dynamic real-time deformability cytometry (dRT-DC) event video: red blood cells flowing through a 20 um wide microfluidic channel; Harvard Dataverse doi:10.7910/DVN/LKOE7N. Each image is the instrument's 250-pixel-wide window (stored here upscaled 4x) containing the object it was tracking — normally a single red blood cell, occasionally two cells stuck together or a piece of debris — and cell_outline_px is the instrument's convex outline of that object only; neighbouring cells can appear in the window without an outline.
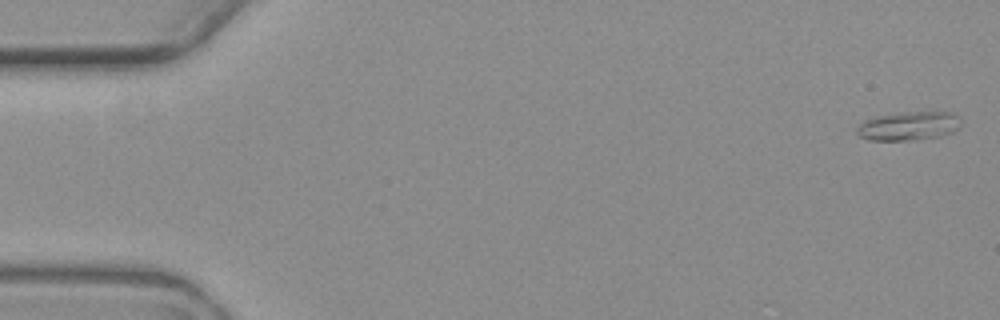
{"species": "common noctule bat (a hibernating species)", "species_latin": "Nyctalus noctula", "temperature_condition": "warm", "stored_images_in_passage": 7, "camera_frame_rate_fps": 3000, "um_per_image_px": 0.085, "animal": {"sex": "female", "body_mass_g": 19.3, "forearm_length_mm": 54.1}, "frame": {"image": 1, "passage_image": 1, "time_ms": 0.0, "image_size_px": [1000, 320], "cell_outline_px": [[960, 124], [952, 132], [940, 136], [916, 140], [868, 140], [860, 136], [856, 132], [856, 128], [860, 124], [876, 116], [904, 112], [952, 112], [960, 116]], "centroid_in_image_um": [77.25, 10.71], "position_along_channel_um": 7.8, "area_um2": 17.34}}
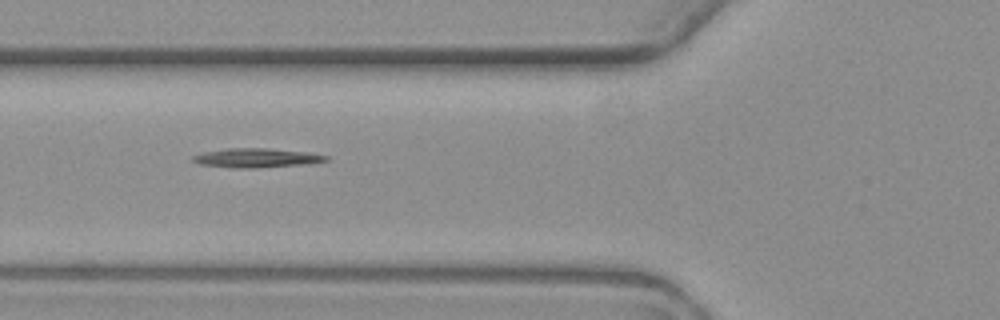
{"frame": {"image": 2, "passage_image": 7, "time_ms": 7.0, "image_size_px": [1000, 320], "cell_outline_px": [[328, 160], [308, 164], [252, 168], [236, 168], [200, 164], [192, 160], [192, 156], [204, 152], [228, 148], [268, 148], [308, 152], [328, 156]], "centroid_in_image_um": [21.81, 13.42], "position_along_channel_um": 104.0, "area_um2": 14.8}}